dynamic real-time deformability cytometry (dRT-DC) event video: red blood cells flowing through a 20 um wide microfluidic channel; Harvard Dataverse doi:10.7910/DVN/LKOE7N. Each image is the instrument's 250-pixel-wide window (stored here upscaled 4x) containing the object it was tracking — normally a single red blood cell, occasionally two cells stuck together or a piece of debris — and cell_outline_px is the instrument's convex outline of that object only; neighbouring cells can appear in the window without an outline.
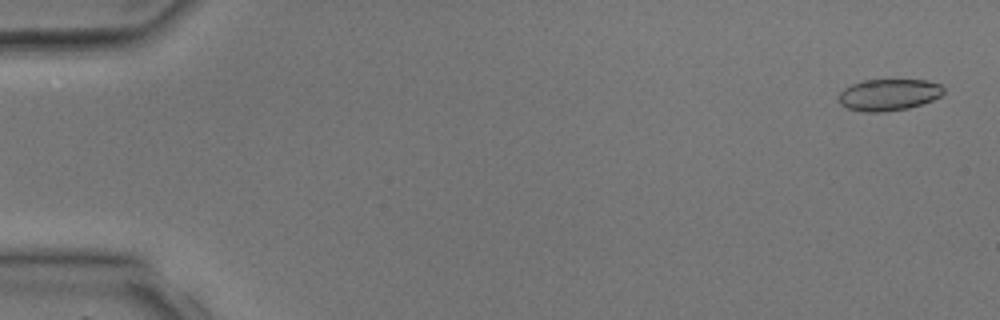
{"species": "common noctule bat (a hibernating species)", "species_latin": "Nyctalus noctula", "temperature_condition": "room temperature", "stored_images_in_passage": 3, "camera_frame_rate_fps": 3000, "um_per_image_px": 0.085, "animal": {"sex": "male", "body_mass_g": 17.9, "forearm_length_mm": 54.2}, "frame": {"image": 1, "passage_image": 1, "time_ms": 0.0, "image_size_px": [1000, 320], "cell_outline_px": [[944, 92], [940, 96], [932, 100], [908, 108], [884, 112], [860, 112], [848, 108], [840, 104], [840, 92], [844, 88], [852, 84], [864, 80], [928, 80], [940, 84], [944, 88]], "centroid_in_image_um": [75.54, 8.05], "position_along_channel_um": 9.5, "area_um2": 19.31}}